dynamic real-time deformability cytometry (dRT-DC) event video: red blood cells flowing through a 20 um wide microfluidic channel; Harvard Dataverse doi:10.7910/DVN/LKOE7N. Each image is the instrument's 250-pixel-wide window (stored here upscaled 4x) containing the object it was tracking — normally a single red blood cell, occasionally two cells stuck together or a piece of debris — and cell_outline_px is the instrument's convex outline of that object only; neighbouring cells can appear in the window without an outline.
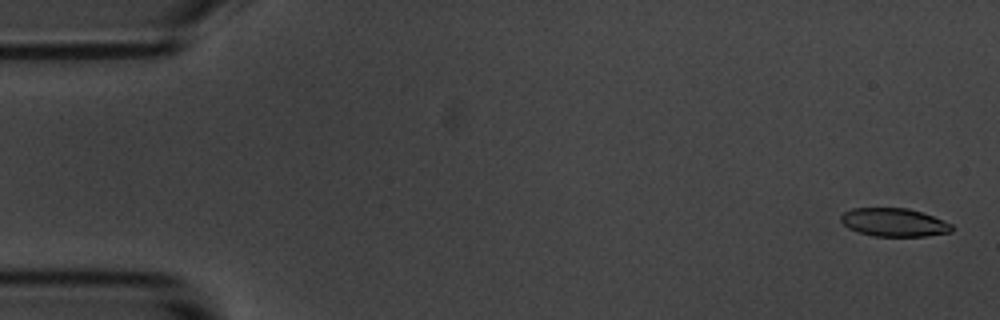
{"species": "common noctule bat (a hibernating species)", "species_latin": "Nyctalus noctula", "temperature_condition": "room temperature", "stored_images_in_passage": 56, "camera_frame_rate_fps": 3000, "um_per_image_px": 0.085, "animal": {"sex": "male", "body_mass_g": 20.1, "forearm_length_mm": 53.5}, "frame": {"image": 1, "passage_image": 2, "time_ms": 0.333, "image_size_px": [1000, 320], "cell_outline_px": [[952, 232], [924, 236], [872, 236], [856, 232], [848, 228], [840, 220], [840, 216], [844, 212], [852, 208], [908, 208], [932, 216], [952, 224]], "centroid_in_image_um": [75.95, 18.9], "position_along_channel_um": 9.0, "area_um2": 18.26}}
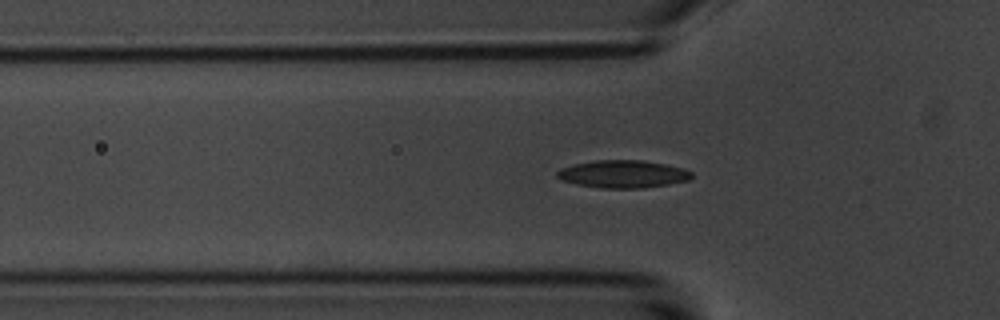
{"frame": {"image": 2, "passage_image": 18, "time_ms": 5.667, "image_size_px": [1000, 320], "cell_outline_px": [[692, 176], [688, 180], [668, 184], [644, 188], [600, 188], [576, 184], [560, 180], [556, 176], [556, 172], [560, 168], [572, 164], [596, 160], [644, 160], [684, 168], [692, 172]], "centroid_in_image_um": [52.91, 14.79], "position_along_channel_um": 72.9, "area_um2": 21.79}}
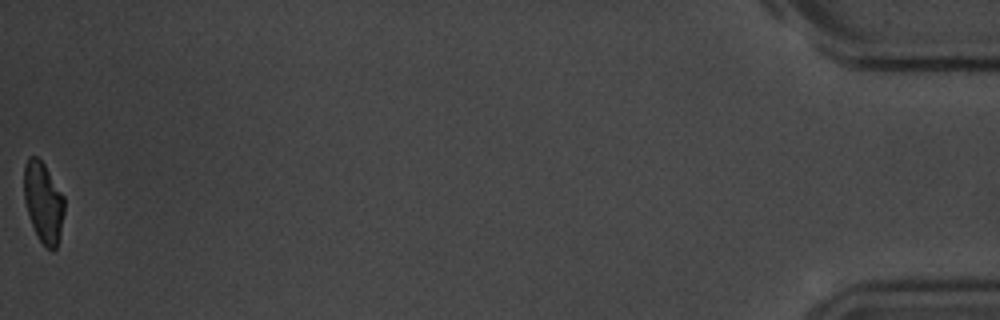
{"frame": {"image": 3, "passage_image": 56, "time_ms": 18.333, "image_size_px": [1000, 320], "cell_outline_px": [[64, 212], [60, 236], [56, 248], [52, 252], [36, 236], [24, 200], [24, 164], [28, 156], [36, 156], [44, 164], [64, 196]], "centroid_in_image_um": [3.68, 17.19], "position_along_channel_um": 431.5, "area_um2": 18.9}, "authors_computed_cell_mechanics": {"area_um2": 20.2589, "velocity_mm_per_s": 3.605, "shape_relaxation_time_tau1_ms": 3.9067, "shape_relaxation_time_tau2_ms": 3.146, "deformation_change_tau1": 0.134, "deformation_change_tau2": 0.0941}}